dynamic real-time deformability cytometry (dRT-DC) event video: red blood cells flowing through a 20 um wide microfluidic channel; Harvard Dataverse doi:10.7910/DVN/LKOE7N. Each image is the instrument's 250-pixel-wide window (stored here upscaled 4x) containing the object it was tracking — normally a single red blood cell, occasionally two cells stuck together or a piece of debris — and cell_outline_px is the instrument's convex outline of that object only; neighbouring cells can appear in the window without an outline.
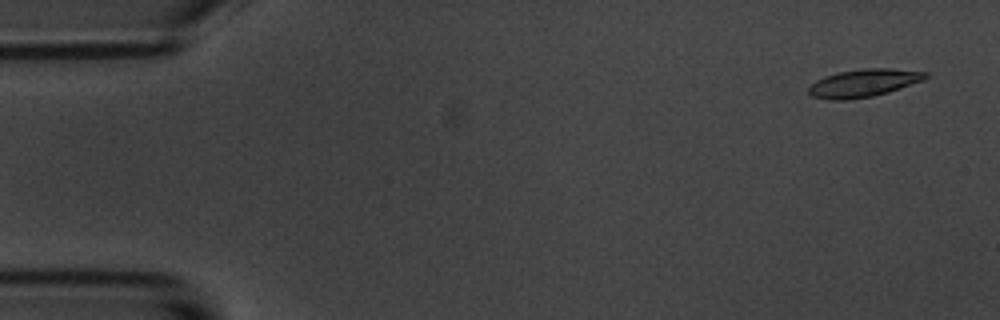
{"species": "common noctule bat (a hibernating species)", "species_latin": "Nyctalus noctula", "temperature_condition": "room temperature", "stored_images_in_passage": 6, "camera_frame_rate_fps": 3000, "um_per_image_px": 0.085, "animal": {"sex": "male", "body_mass_g": 20.1, "forearm_length_mm": 53.5}, "frame": {"image": 1, "passage_image": 1, "time_ms": 0.0, "image_size_px": [1000, 320], "cell_outline_px": [[928, 76], [924, 80], [888, 92], [872, 96], [844, 100], [832, 100], [812, 96], [808, 92], [808, 88], [816, 80], [824, 76], [840, 72], [864, 68], [888, 68], [928, 72]], "centroid_in_image_um": [73.41, 7.05], "position_along_channel_um": 11.6, "area_um2": 18.79}}